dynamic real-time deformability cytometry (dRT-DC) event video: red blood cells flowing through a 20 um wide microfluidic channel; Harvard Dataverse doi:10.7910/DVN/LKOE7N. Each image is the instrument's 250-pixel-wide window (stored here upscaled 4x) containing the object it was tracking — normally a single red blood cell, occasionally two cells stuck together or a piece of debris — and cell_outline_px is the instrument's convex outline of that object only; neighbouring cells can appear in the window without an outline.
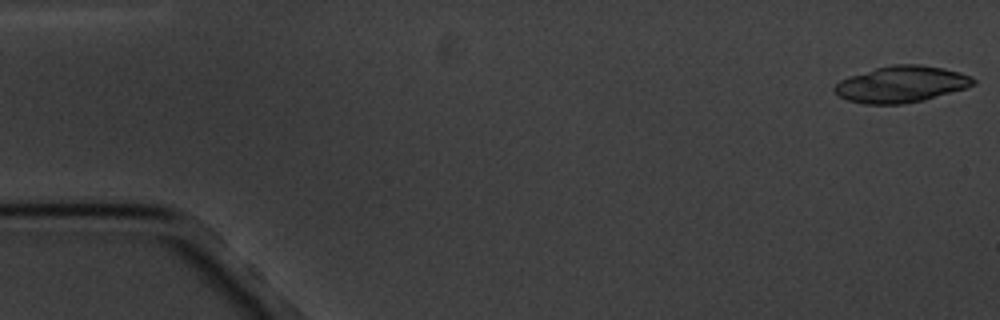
{"species": "common noctule bat (a hibernating species)", "species_latin": "Nyctalus noctula", "temperature_condition": "cold", "stored_images_in_passage": 7, "camera_frame_rate_fps": 3000, "um_per_image_px": 0.085, "animal": {"sex": "male", "body_mass_g": 20.1, "forearm_length_mm": 53.5}, "frame": {"image": 1, "passage_image": 1, "time_ms": 0.0, "image_size_px": [1000, 320], "cell_outline_px": [[976, 84], [964, 88], [924, 100], [904, 104], [864, 104], [848, 100], [840, 96], [832, 88], [840, 80], [848, 76], [876, 68], [892, 64], [920, 64], [944, 68], [960, 72], [972, 76], [976, 80]], "centroid_in_image_um": [76.62, 7.15], "position_along_channel_um": 8.4, "area_um2": 29.48}}